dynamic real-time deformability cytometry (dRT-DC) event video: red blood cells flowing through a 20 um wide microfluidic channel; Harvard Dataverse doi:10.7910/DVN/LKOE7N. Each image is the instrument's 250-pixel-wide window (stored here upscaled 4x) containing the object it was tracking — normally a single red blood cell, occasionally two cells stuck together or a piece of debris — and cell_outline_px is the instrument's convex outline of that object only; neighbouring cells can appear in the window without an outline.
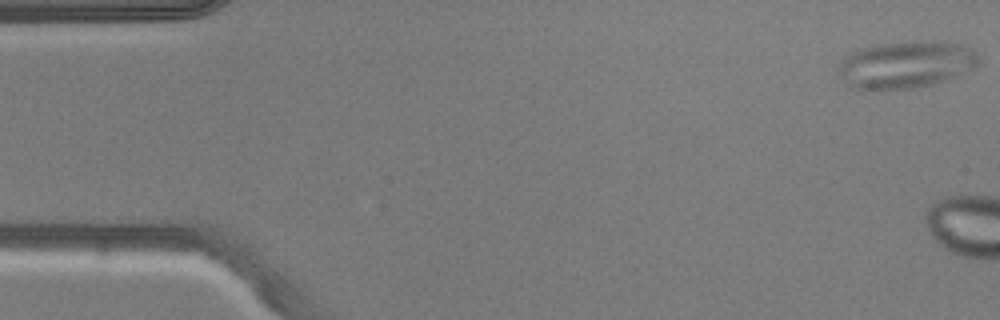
{"species": "common noctule bat (a hibernating species)", "species_latin": "Nyctalus noctula", "temperature_condition": "warm", "stored_images_in_passage": 4, "camera_frame_rate_fps": 3000, "um_per_image_px": 0.085, "animal": {"sex": "male", "body_mass_g": 20.5, "forearm_length_mm": 52.5}, "frame": {"image": 1, "passage_image": 1, "time_ms": 0.0, "image_size_px": [1000, 320], "cell_outline_px": [[980, 64], [948, 80], [916, 88], [848, 88], [836, 68], [852, 52], [872, 44], [940, 40], [944, 40], [964, 44], [972, 48], [976, 52], [980, 60]], "centroid_in_image_um": [77.06, 5.46], "position_along_channel_um": 7.9, "area_um2": 38.61}}